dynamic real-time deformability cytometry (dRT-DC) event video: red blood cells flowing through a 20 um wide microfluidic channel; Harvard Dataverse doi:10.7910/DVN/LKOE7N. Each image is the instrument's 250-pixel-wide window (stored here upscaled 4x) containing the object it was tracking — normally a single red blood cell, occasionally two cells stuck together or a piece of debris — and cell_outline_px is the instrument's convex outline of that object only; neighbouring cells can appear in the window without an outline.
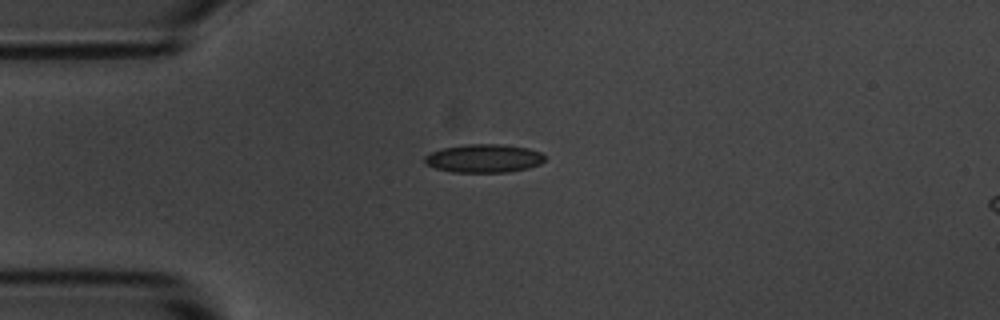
{"species": "common noctule bat (a hibernating species)", "species_latin": "Nyctalus noctula", "temperature_condition": "room temperature", "stored_images_in_passage": 8, "camera_frame_rate_fps": 3000, "um_per_image_px": 0.085, "animal": {"sex": "male", "body_mass_g": 20.1, "forearm_length_mm": 53.5}, "frame": {"image": 1, "passage_image": 3, "time_ms": 2.333, "image_size_px": [1000, 320], "cell_outline_px": [[544, 160], [540, 164], [528, 168], [508, 172], [452, 172], [436, 168], [424, 164], [424, 156], [432, 152], [444, 148], [464, 144], [504, 144], [528, 148], [540, 152], [544, 156]], "centroid_in_image_um": [41.12, 13.46], "position_along_channel_um": 43.9, "area_um2": 19.88}}
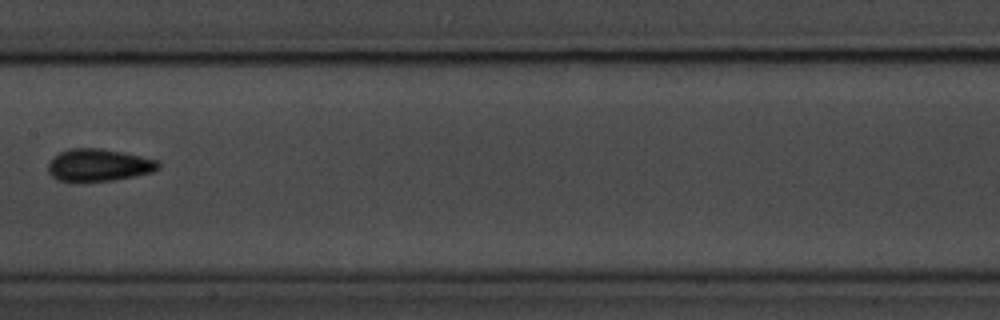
{"frame": {"image": 2, "passage_image": 7, "time_ms": 7.0, "image_size_px": [1000, 320], "cell_outline_px": [[160, 168], [152, 172], [112, 180], [56, 180], [48, 172], [48, 164], [60, 152], [68, 148], [100, 148], [124, 152], [156, 160], [160, 164]], "centroid_in_image_um": [8.4, 14.01], "position_along_channel_um": 199.0, "area_um2": 20.35}}
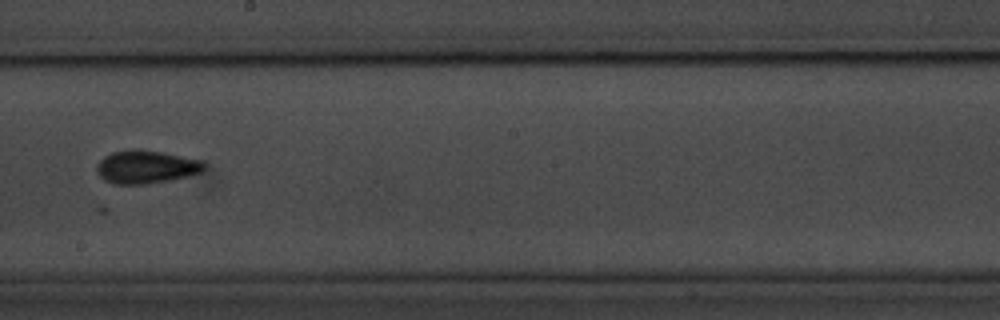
{"frame": {"image": 3, "passage_image": 8, "time_ms": 8.0, "image_size_px": [1000, 320], "cell_outline_px": [[208, 168], [200, 172], [188, 176], [172, 180], [144, 184], [116, 184], [104, 180], [96, 172], [96, 164], [104, 156], [112, 152], [132, 148], [140, 148], [204, 160], [208, 164]], "centroid_in_image_um": [12.45, 14.17], "position_along_channel_um": 235.7, "area_um2": 21.21}}